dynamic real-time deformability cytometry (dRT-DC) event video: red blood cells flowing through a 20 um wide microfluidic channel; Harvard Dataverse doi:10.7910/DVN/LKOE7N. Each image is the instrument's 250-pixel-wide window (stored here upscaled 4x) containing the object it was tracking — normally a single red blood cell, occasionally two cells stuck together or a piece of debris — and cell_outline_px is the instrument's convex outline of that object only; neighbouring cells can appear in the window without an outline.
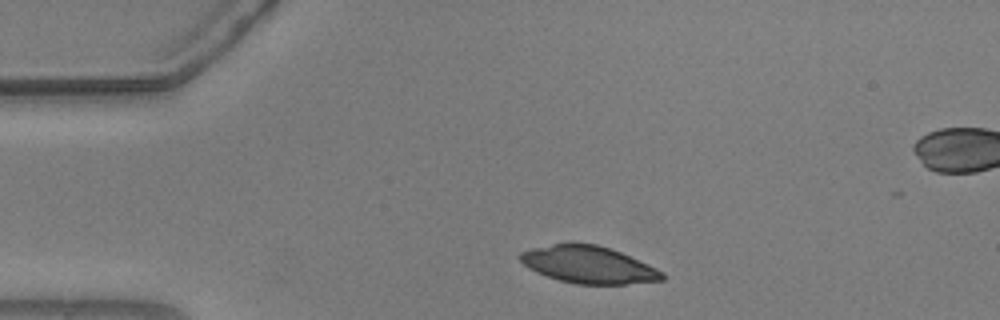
{"species": "common noctule bat (a hibernating species)", "species_latin": "Nyctalus noctula", "temperature_condition": "warm", "stored_images_in_passage": 24, "camera_frame_rate_fps": 3000, "um_per_image_px": 0.085, "animal": {"sex": "male", "body_mass_g": 20.5, "forearm_length_mm": 52.5}, "frame": {"image": 1, "passage_image": 1, "time_ms": 0.0, "image_size_px": [1000, 320], "cell_outline_px": [[664, 280], [624, 284], [576, 284], [560, 280], [536, 272], [528, 268], [516, 256], [520, 252], [532, 248], [572, 240], [596, 244], [620, 252], [656, 268], [664, 272]], "centroid_in_image_um": [49.97, 22.47], "position_along_channel_um": 35.0, "area_um2": 31.04}}
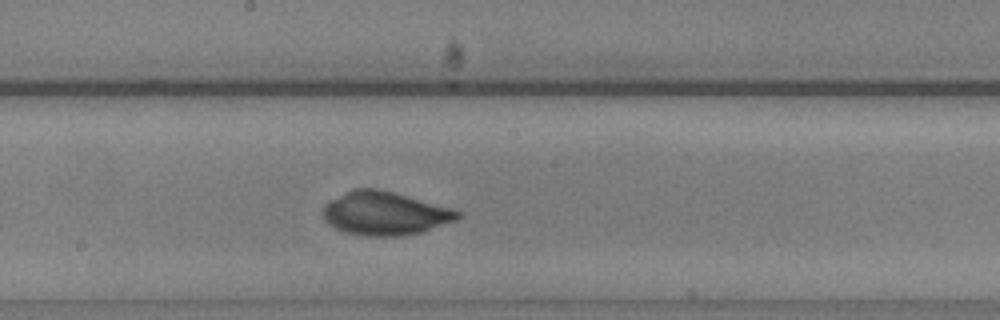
{"frame": {"image": 2, "passage_image": 19, "time_ms": 6.0, "image_size_px": [1000, 320], "cell_outline_px": [[464, 216], [456, 220], [424, 232], [400, 236], [364, 236], [344, 232], [328, 224], [324, 220], [324, 204], [352, 188], [376, 188], [392, 192], [464, 212]], "centroid_in_image_um": [32.73, 18.15], "position_along_channel_um": 215.5, "area_um2": 34.1}}
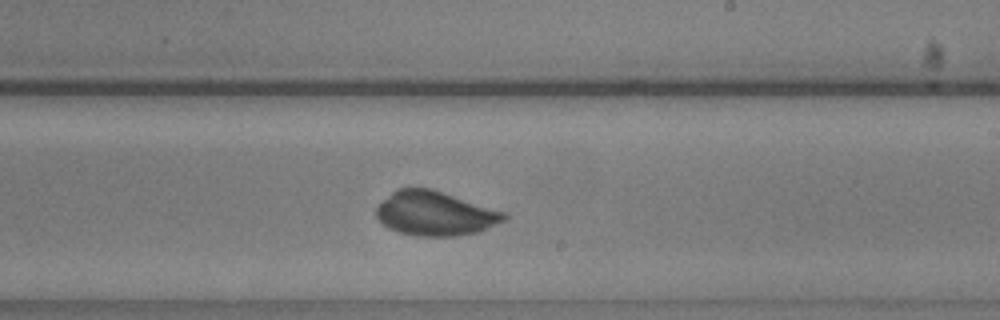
{"frame": {"image": 3, "passage_image": 22, "time_ms": 7.0, "image_size_px": [1000, 320], "cell_outline_px": [[508, 216], [504, 220], [476, 232], [456, 236], [416, 236], [400, 232], [388, 228], [376, 216], [376, 208], [392, 192], [400, 188], [432, 188], [508, 212]], "centroid_in_image_um": [37.01, 18.13], "position_along_channel_um": 252.0, "area_um2": 32.89}}